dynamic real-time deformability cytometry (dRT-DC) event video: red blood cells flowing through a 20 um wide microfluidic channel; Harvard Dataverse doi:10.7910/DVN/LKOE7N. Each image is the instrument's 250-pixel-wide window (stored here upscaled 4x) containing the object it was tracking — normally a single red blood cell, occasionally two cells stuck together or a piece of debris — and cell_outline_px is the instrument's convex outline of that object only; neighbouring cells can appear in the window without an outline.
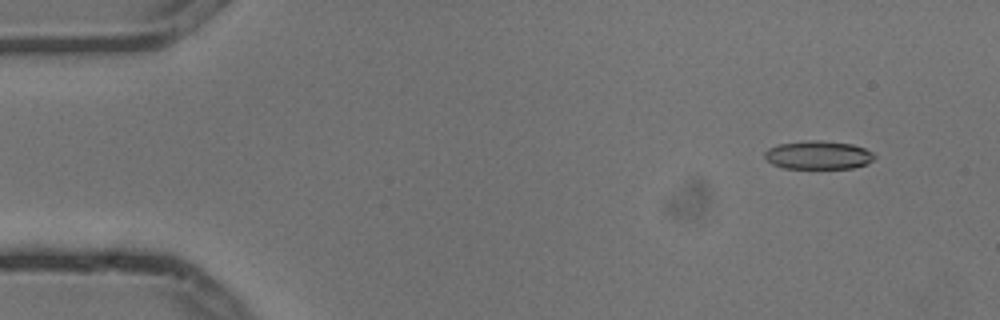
{"species": "common noctule bat (a hibernating species)", "species_latin": "Nyctalus noctula", "temperature_condition": "cold", "stored_images_in_passage": 5, "camera_frame_rate_fps": 3000, "um_per_image_px": 0.085, "animal": {"sex": "male", "body_mass_g": 13.3}, "frame": {"image": 1, "passage_image": 2, "time_ms": 0.333, "image_size_px": [1000, 320], "cell_outline_px": [[876, 156], [868, 164], [852, 168], [784, 168], [772, 164], [764, 156], [764, 152], [768, 148], [780, 144], [808, 140], [820, 140], [852, 144], [864, 148], [872, 152]], "centroid_in_image_um": [69.56, 13.18], "position_along_channel_um": 15.4, "area_um2": 18.15}}
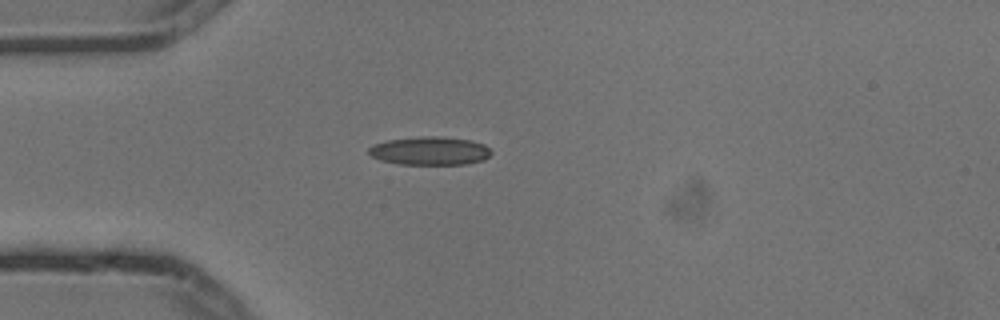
{"frame": {"image": 2, "passage_image": 4, "time_ms": 1.0, "image_size_px": [1000, 320], "cell_outline_px": [[492, 152], [484, 160], [468, 164], [400, 164], [380, 160], [372, 156], [368, 152], [368, 148], [376, 144], [388, 140], [420, 136], [436, 136], [472, 140], [484, 144]], "centroid_in_image_um": [36.56, 12.82], "position_along_channel_um": 48.4, "area_um2": 20.17}}